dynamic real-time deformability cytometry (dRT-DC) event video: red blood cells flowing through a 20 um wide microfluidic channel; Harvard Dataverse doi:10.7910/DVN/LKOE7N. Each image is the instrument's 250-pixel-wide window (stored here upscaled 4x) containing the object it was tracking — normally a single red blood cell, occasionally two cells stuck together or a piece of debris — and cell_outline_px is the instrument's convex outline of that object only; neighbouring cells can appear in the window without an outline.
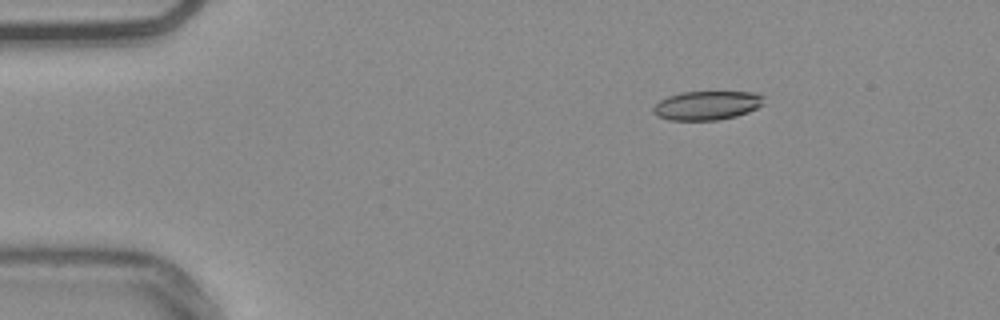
{"species": "common noctule bat (a hibernating species)", "species_latin": "Nyctalus noctula", "temperature_condition": "warm", "stored_images_in_passage": 47, "camera_frame_rate_fps": 3000, "um_per_image_px": 0.085, "animal": {"sex": "male", "body_mass_g": 20.4}, "frame": {"image": 1, "passage_image": 1, "time_ms": 0.0, "image_size_px": [1000, 320], "cell_outline_px": [[764, 104], [748, 112], [736, 116], [716, 120], [668, 120], [656, 116], [652, 112], [652, 108], [660, 100], [668, 96], [680, 92], [752, 92], [764, 96]], "centroid_in_image_um": [60.07, 8.96], "position_along_channel_um": 24.9, "area_um2": 18.73}}
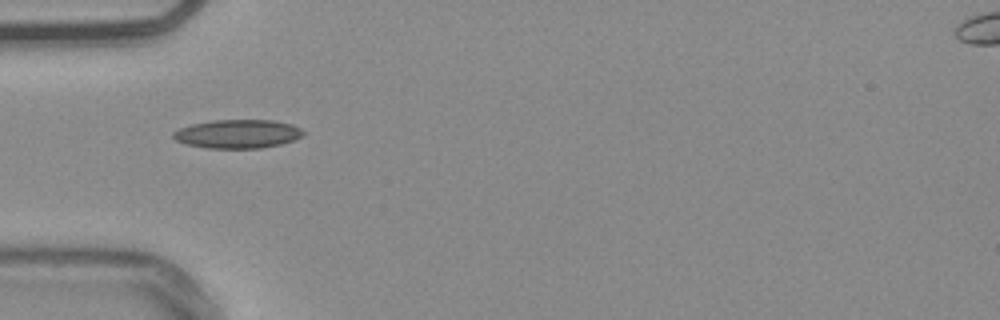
{"frame": {"image": 2, "passage_image": 10, "time_ms": 3.0, "image_size_px": [1000, 320], "cell_outline_px": [[304, 132], [300, 136], [292, 140], [280, 144], [260, 148], [208, 148], [188, 144], [176, 140], [172, 136], [172, 132], [180, 128], [192, 124], [212, 120], [272, 120], [292, 124], [300, 128]], "centroid_in_image_um": [20.18, 11.37], "position_along_channel_um": 64.8, "area_um2": 21.5}}
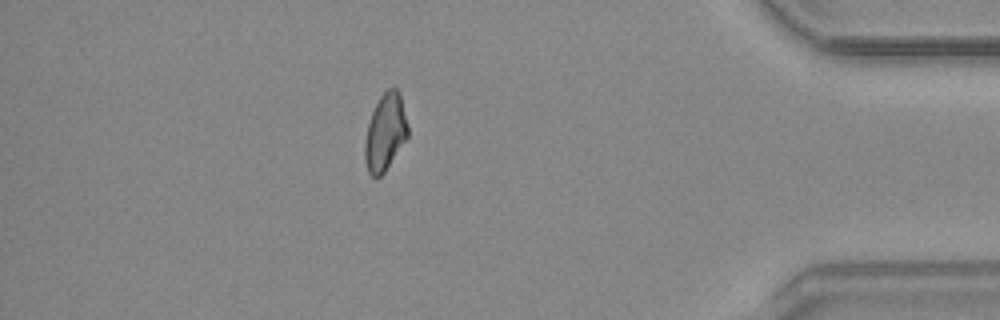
{"frame": {"image": 3, "passage_image": 40, "time_ms": 13.0, "image_size_px": [1000, 320], "cell_outline_px": [[408, 136], [384, 172], [380, 176], [372, 176], [368, 172], [364, 160], [364, 144], [368, 124], [372, 112], [380, 96], [388, 88], [396, 88], [400, 92], [408, 124]], "centroid_in_image_um": [32.74, 11.23], "position_along_channel_um": 402.5, "area_um2": 19.19}, "authors_computed_cell_mechanics": {"area_um2": 19.5364, "velocity_mm_per_s": 3.7797, "shape_relaxation_time_tau1_ms": null, "shape_relaxation_time_tau2_ms": 6.6457, "deformation_change_tau1": null, "deformation_change_tau2": 0.1259}}